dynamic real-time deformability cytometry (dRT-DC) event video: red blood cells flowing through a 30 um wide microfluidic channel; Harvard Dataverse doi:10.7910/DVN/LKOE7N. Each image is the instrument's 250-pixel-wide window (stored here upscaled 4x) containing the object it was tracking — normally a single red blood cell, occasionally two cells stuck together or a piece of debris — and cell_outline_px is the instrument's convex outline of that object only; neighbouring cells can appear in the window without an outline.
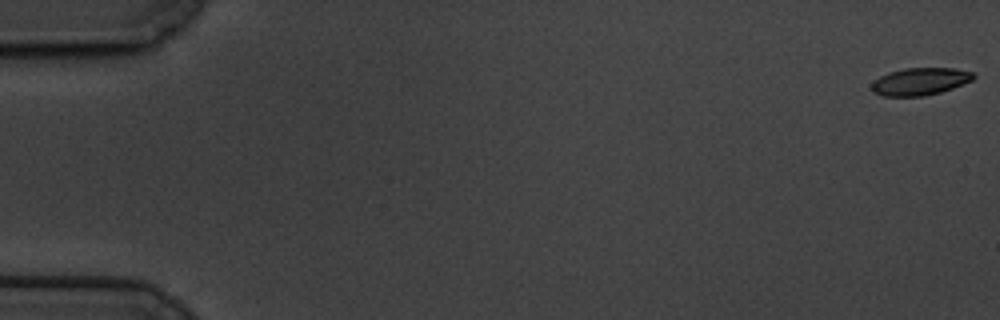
{"species": "common noctule bat (a hibernating species)", "species_latin": "Nyctalus noctula", "temperature_condition": "cold", "stored_images_in_passage": 58, "camera_frame_rate_fps": 3000, "um_per_image_px": 0.085, "animal": {"sex": "male", "body_mass_g": 19.5, "forearm_length_mm": 54.6}, "frame": {"image": 1, "passage_image": 1, "time_ms": 0.0, "image_size_px": [1000, 320], "cell_outline_px": [[976, 76], [972, 80], [952, 88], [940, 92], [924, 96], [884, 96], [872, 92], [872, 84], [880, 76], [888, 72], [904, 68], [956, 68], [972, 72]], "centroid_in_image_um": [78.21, 6.92], "position_along_channel_um": 6.8, "area_um2": 16.18}}
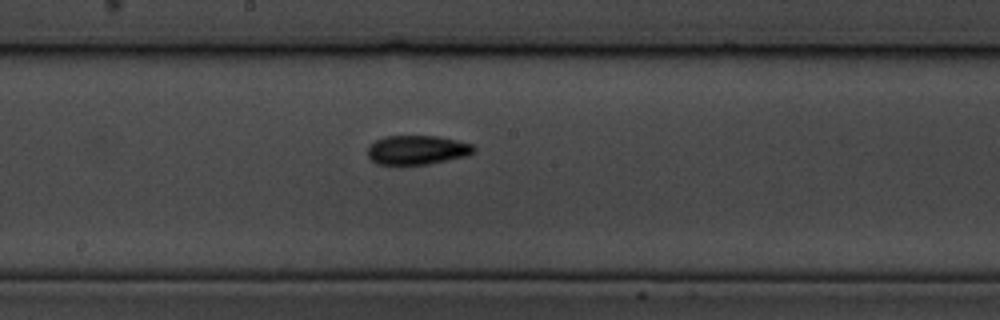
{"frame": {"image": 2, "passage_image": 33, "time_ms": 10.667, "image_size_px": [1000, 320], "cell_outline_px": [[476, 152], [468, 156], [428, 164], [400, 168], [376, 164], [368, 156], [368, 144], [384, 136], [440, 136], [472, 144], [476, 148]], "centroid_in_image_um": [35.42, 12.79], "position_along_channel_um": 212.8, "area_um2": 18.96}}
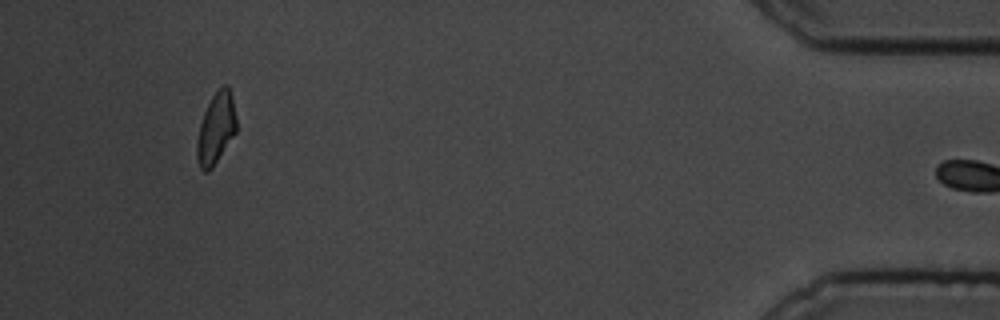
{"frame": {"image": 3, "passage_image": 57, "time_ms": 18.667, "image_size_px": [1000, 320], "cell_outline_px": [[236, 132], [212, 168], [208, 172], [204, 172], [200, 168], [196, 156], [196, 144], [200, 124], [204, 112], [212, 96], [224, 84], [228, 84], [232, 96], [236, 116]], "centroid_in_image_um": [18.36, 10.92], "position_along_channel_um": 416.8, "area_um2": 16.3}}